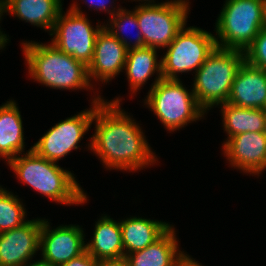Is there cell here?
I'll return each mask as SVG.
<instances>
[{"label": "cell", "instance_id": "obj_1", "mask_svg": "<svg viewBox=\"0 0 266 266\" xmlns=\"http://www.w3.org/2000/svg\"><path fill=\"white\" fill-rule=\"evenodd\" d=\"M114 99L96 102L92 119L95 133L89 139L88 150L100 158L107 170L133 172L154 165L158 158L139 123L120 108L123 98Z\"/></svg>", "mask_w": 266, "mask_h": 266}, {"label": "cell", "instance_id": "obj_2", "mask_svg": "<svg viewBox=\"0 0 266 266\" xmlns=\"http://www.w3.org/2000/svg\"><path fill=\"white\" fill-rule=\"evenodd\" d=\"M21 155V156H20ZM17 178L39 194L64 205L87 202V193L77 183L75 175L56 162L39 156L32 147L7 162Z\"/></svg>", "mask_w": 266, "mask_h": 266}, {"label": "cell", "instance_id": "obj_3", "mask_svg": "<svg viewBox=\"0 0 266 266\" xmlns=\"http://www.w3.org/2000/svg\"><path fill=\"white\" fill-rule=\"evenodd\" d=\"M24 42L22 51L28 74L34 81L57 90H92L93 84L83 62L58 50L52 43Z\"/></svg>", "mask_w": 266, "mask_h": 266}, {"label": "cell", "instance_id": "obj_4", "mask_svg": "<svg viewBox=\"0 0 266 266\" xmlns=\"http://www.w3.org/2000/svg\"><path fill=\"white\" fill-rule=\"evenodd\" d=\"M244 60L243 51L216 46L195 72L192 91L205 112L227 102L236 73Z\"/></svg>", "mask_w": 266, "mask_h": 266}, {"label": "cell", "instance_id": "obj_5", "mask_svg": "<svg viewBox=\"0 0 266 266\" xmlns=\"http://www.w3.org/2000/svg\"><path fill=\"white\" fill-rule=\"evenodd\" d=\"M264 0H226L215 23L216 46L245 51L263 29Z\"/></svg>", "mask_w": 266, "mask_h": 266}, {"label": "cell", "instance_id": "obj_6", "mask_svg": "<svg viewBox=\"0 0 266 266\" xmlns=\"http://www.w3.org/2000/svg\"><path fill=\"white\" fill-rule=\"evenodd\" d=\"M180 79H161L144 100L167 131L174 132L188 123L202 119L205 111L199 106L195 95L184 87Z\"/></svg>", "mask_w": 266, "mask_h": 266}, {"label": "cell", "instance_id": "obj_7", "mask_svg": "<svg viewBox=\"0 0 266 266\" xmlns=\"http://www.w3.org/2000/svg\"><path fill=\"white\" fill-rule=\"evenodd\" d=\"M186 24L178 31L161 58L162 78L180 79L178 73L197 71L215 49V35Z\"/></svg>", "mask_w": 266, "mask_h": 266}, {"label": "cell", "instance_id": "obj_8", "mask_svg": "<svg viewBox=\"0 0 266 266\" xmlns=\"http://www.w3.org/2000/svg\"><path fill=\"white\" fill-rule=\"evenodd\" d=\"M190 2L167 0L156 5H136L134 8L145 46L165 49L178 31L187 24Z\"/></svg>", "mask_w": 266, "mask_h": 266}, {"label": "cell", "instance_id": "obj_9", "mask_svg": "<svg viewBox=\"0 0 266 266\" xmlns=\"http://www.w3.org/2000/svg\"><path fill=\"white\" fill-rule=\"evenodd\" d=\"M78 5L74 2L66 13L61 11L50 33L53 36L51 43L88 66L93 58L96 37L104 25L97 24L94 28Z\"/></svg>", "mask_w": 266, "mask_h": 266}, {"label": "cell", "instance_id": "obj_10", "mask_svg": "<svg viewBox=\"0 0 266 266\" xmlns=\"http://www.w3.org/2000/svg\"><path fill=\"white\" fill-rule=\"evenodd\" d=\"M102 100L103 98L97 93V96L92 99L91 108L55 124L32 146V149L39 156L58 163L72 150L80 147L78 143L91 128L96 102Z\"/></svg>", "mask_w": 266, "mask_h": 266}, {"label": "cell", "instance_id": "obj_11", "mask_svg": "<svg viewBox=\"0 0 266 266\" xmlns=\"http://www.w3.org/2000/svg\"><path fill=\"white\" fill-rule=\"evenodd\" d=\"M48 219H43L40 233L41 259L57 266L65 264L86 251L85 234L79 225H60L51 229Z\"/></svg>", "mask_w": 266, "mask_h": 266}, {"label": "cell", "instance_id": "obj_12", "mask_svg": "<svg viewBox=\"0 0 266 266\" xmlns=\"http://www.w3.org/2000/svg\"><path fill=\"white\" fill-rule=\"evenodd\" d=\"M223 154L231 167L257 175L266 169V136L263 132L237 134L223 142Z\"/></svg>", "mask_w": 266, "mask_h": 266}, {"label": "cell", "instance_id": "obj_13", "mask_svg": "<svg viewBox=\"0 0 266 266\" xmlns=\"http://www.w3.org/2000/svg\"><path fill=\"white\" fill-rule=\"evenodd\" d=\"M43 219L0 233V266H24L39 251Z\"/></svg>", "mask_w": 266, "mask_h": 266}, {"label": "cell", "instance_id": "obj_14", "mask_svg": "<svg viewBox=\"0 0 266 266\" xmlns=\"http://www.w3.org/2000/svg\"><path fill=\"white\" fill-rule=\"evenodd\" d=\"M128 49L104 27L95 41L93 58L87 66L90 83H108L124 70Z\"/></svg>", "mask_w": 266, "mask_h": 266}, {"label": "cell", "instance_id": "obj_15", "mask_svg": "<svg viewBox=\"0 0 266 266\" xmlns=\"http://www.w3.org/2000/svg\"><path fill=\"white\" fill-rule=\"evenodd\" d=\"M227 103L242 108L266 109V70L244 60L236 73Z\"/></svg>", "mask_w": 266, "mask_h": 266}, {"label": "cell", "instance_id": "obj_16", "mask_svg": "<svg viewBox=\"0 0 266 266\" xmlns=\"http://www.w3.org/2000/svg\"><path fill=\"white\" fill-rule=\"evenodd\" d=\"M62 0H2L3 13L51 33L63 10Z\"/></svg>", "mask_w": 266, "mask_h": 266}, {"label": "cell", "instance_id": "obj_17", "mask_svg": "<svg viewBox=\"0 0 266 266\" xmlns=\"http://www.w3.org/2000/svg\"><path fill=\"white\" fill-rule=\"evenodd\" d=\"M92 240L86 243V251L101 261L125 258L120 220L117 222L104 214L95 223Z\"/></svg>", "mask_w": 266, "mask_h": 266}, {"label": "cell", "instance_id": "obj_18", "mask_svg": "<svg viewBox=\"0 0 266 266\" xmlns=\"http://www.w3.org/2000/svg\"><path fill=\"white\" fill-rule=\"evenodd\" d=\"M124 255L141 250L158 240L172 225L167 222L130 217L120 221Z\"/></svg>", "mask_w": 266, "mask_h": 266}, {"label": "cell", "instance_id": "obj_19", "mask_svg": "<svg viewBox=\"0 0 266 266\" xmlns=\"http://www.w3.org/2000/svg\"><path fill=\"white\" fill-rule=\"evenodd\" d=\"M23 121L15 100L0 106V158L7 163L25 152Z\"/></svg>", "mask_w": 266, "mask_h": 266}, {"label": "cell", "instance_id": "obj_20", "mask_svg": "<svg viewBox=\"0 0 266 266\" xmlns=\"http://www.w3.org/2000/svg\"><path fill=\"white\" fill-rule=\"evenodd\" d=\"M157 50L148 46L128 50L124 70L129 82L130 93L136 94L138 90H141V87L155 72L157 77L151 88L162 79V62L157 59Z\"/></svg>", "mask_w": 266, "mask_h": 266}, {"label": "cell", "instance_id": "obj_21", "mask_svg": "<svg viewBox=\"0 0 266 266\" xmlns=\"http://www.w3.org/2000/svg\"><path fill=\"white\" fill-rule=\"evenodd\" d=\"M172 225L158 240L125 256L130 266H176L182 251Z\"/></svg>", "mask_w": 266, "mask_h": 266}, {"label": "cell", "instance_id": "obj_22", "mask_svg": "<svg viewBox=\"0 0 266 266\" xmlns=\"http://www.w3.org/2000/svg\"><path fill=\"white\" fill-rule=\"evenodd\" d=\"M222 125L227 139L245 132H263L266 109L242 108L229 103L219 104Z\"/></svg>", "mask_w": 266, "mask_h": 266}, {"label": "cell", "instance_id": "obj_23", "mask_svg": "<svg viewBox=\"0 0 266 266\" xmlns=\"http://www.w3.org/2000/svg\"><path fill=\"white\" fill-rule=\"evenodd\" d=\"M109 24H104V28L108 30L113 36L118 38L122 44L128 49H136L145 47L144 38L138 25L137 14L135 10L132 11L122 8L115 15L110 17ZM135 29L136 35L134 37V42H132V37L128 38L125 36L126 29ZM127 34V32H126ZM128 38V39H127ZM129 40V41H128ZM132 44V45H131Z\"/></svg>", "mask_w": 266, "mask_h": 266}, {"label": "cell", "instance_id": "obj_24", "mask_svg": "<svg viewBox=\"0 0 266 266\" xmlns=\"http://www.w3.org/2000/svg\"><path fill=\"white\" fill-rule=\"evenodd\" d=\"M21 199L6 188L0 191V233L15 229L28 220H26L25 211Z\"/></svg>", "mask_w": 266, "mask_h": 266}, {"label": "cell", "instance_id": "obj_25", "mask_svg": "<svg viewBox=\"0 0 266 266\" xmlns=\"http://www.w3.org/2000/svg\"><path fill=\"white\" fill-rule=\"evenodd\" d=\"M245 60L258 68L266 70V30L262 29L253 43L244 51Z\"/></svg>", "mask_w": 266, "mask_h": 266}, {"label": "cell", "instance_id": "obj_26", "mask_svg": "<svg viewBox=\"0 0 266 266\" xmlns=\"http://www.w3.org/2000/svg\"><path fill=\"white\" fill-rule=\"evenodd\" d=\"M57 266H100V261L95 259L87 251H85L83 254L76 258H73L67 263Z\"/></svg>", "mask_w": 266, "mask_h": 266}, {"label": "cell", "instance_id": "obj_27", "mask_svg": "<svg viewBox=\"0 0 266 266\" xmlns=\"http://www.w3.org/2000/svg\"><path fill=\"white\" fill-rule=\"evenodd\" d=\"M86 2H84L85 4L89 5V8L94 7V10L96 11H102L104 10L106 13H108L109 17H112L113 15H115L117 12H119L123 7H118L117 9L115 8L116 6L112 4L114 3L115 0H113V2H111V0H85ZM88 2V3H87ZM110 3V6L107 7V5ZM112 3V4H111ZM112 8V10L110 9Z\"/></svg>", "mask_w": 266, "mask_h": 266}, {"label": "cell", "instance_id": "obj_28", "mask_svg": "<svg viewBox=\"0 0 266 266\" xmlns=\"http://www.w3.org/2000/svg\"><path fill=\"white\" fill-rule=\"evenodd\" d=\"M176 266H203L195 259L191 258L188 254L184 253V251L179 255Z\"/></svg>", "mask_w": 266, "mask_h": 266}, {"label": "cell", "instance_id": "obj_29", "mask_svg": "<svg viewBox=\"0 0 266 266\" xmlns=\"http://www.w3.org/2000/svg\"><path fill=\"white\" fill-rule=\"evenodd\" d=\"M100 266H130V264L126 258H122L117 260L101 261Z\"/></svg>", "mask_w": 266, "mask_h": 266}, {"label": "cell", "instance_id": "obj_30", "mask_svg": "<svg viewBox=\"0 0 266 266\" xmlns=\"http://www.w3.org/2000/svg\"><path fill=\"white\" fill-rule=\"evenodd\" d=\"M34 262V263H33ZM31 263V261H29L28 263H26L24 266H52L51 264L47 263L46 261H43L42 259L34 261Z\"/></svg>", "mask_w": 266, "mask_h": 266}, {"label": "cell", "instance_id": "obj_31", "mask_svg": "<svg viewBox=\"0 0 266 266\" xmlns=\"http://www.w3.org/2000/svg\"><path fill=\"white\" fill-rule=\"evenodd\" d=\"M9 38L7 35L4 33H0V50L5 47V45L8 43Z\"/></svg>", "mask_w": 266, "mask_h": 266}, {"label": "cell", "instance_id": "obj_32", "mask_svg": "<svg viewBox=\"0 0 266 266\" xmlns=\"http://www.w3.org/2000/svg\"><path fill=\"white\" fill-rule=\"evenodd\" d=\"M133 1H137V2L141 1L143 4L139 3L140 5H156V4H160V3H155L154 0H133Z\"/></svg>", "mask_w": 266, "mask_h": 266}, {"label": "cell", "instance_id": "obj_33", "mask_svg": "<svg viewBox=\"0 0 266 266\" xmlns=\"http://www.w3.org/2000/svg\"><path fill=\"white\" fill-rule=\"evenodd\" d=\"M263 29L266 30V0H264L263 6Z\"/></svg>", "mask_w": 266, "mask_h": 266}, {"label": "cell", "instance_id": "obj_34", "mask_svg": "<svg viewBox=\"0 0 266 266\" xmlns=\"http://www.w3.org/2000/svg\"><path fill=\"white\" fill-rule=\"evenodd\" d=\"M4 14H3V9H2V0H0V21L2 20V16H3ZM0 33H3V31H1V29H0Z\"/></svg>", "mask_w": 266, "mask_h": 266}, {"label": "cell", "instance_id": "obj_35", "mask_svg": "<svg viewBox=\"0 0 266 266\" xmlns=\"http://www.w3.org/2000/svg\"><path fill=\"white\" fill-rule=\"evenodd\" d=\"M263 133L266 136V116H265V120H264V130H263Z\"/></svg>", "mask_w": 266, "mask_h": 266}]
</instances>
